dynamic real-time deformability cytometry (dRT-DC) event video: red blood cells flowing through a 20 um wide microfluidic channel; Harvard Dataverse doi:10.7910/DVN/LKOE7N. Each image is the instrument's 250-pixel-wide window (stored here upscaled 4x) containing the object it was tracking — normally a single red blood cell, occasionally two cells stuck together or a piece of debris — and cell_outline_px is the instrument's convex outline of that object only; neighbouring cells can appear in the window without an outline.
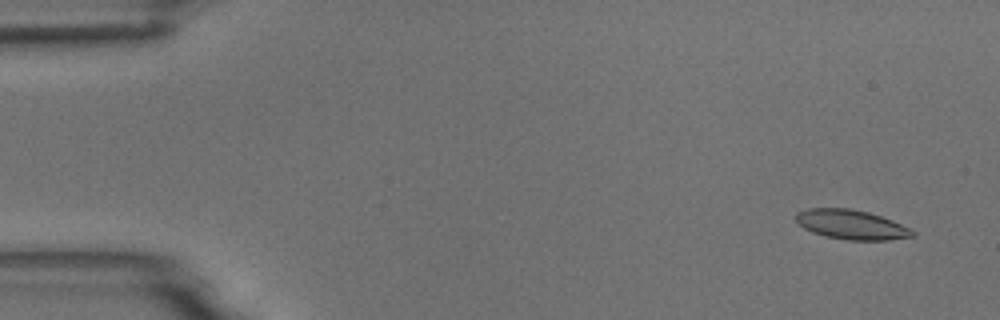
{"species": "common noctule bat (a hibernating species)", "species_latin": "Nyctalus noctula", "temperature_condition": "room temperature", "stored_images_in_passage": 6, "camera_frame_rate_fps": 3000, "um_per_image_px": 0.085, "animal": {"sex": "male", "body_mass_g": 18.8}, "frame": {"image": 1, "passage_image": 2, "time_ms": 1.0, "image_size_px": [1000, 320], "cell_outline_px": [[916, 232], [912, 236], [888, 240], [848, 240], [824, 236], [812, 232], [804, 228], [796, 220], [796, 216], [800, 212], [808, 208], [848, 208], [868, 212], [892, 220]], "centroid_in_image_um": [72.36, 19.09], "position_along_channel_um": 12.6, "area_um2": 19.77}}